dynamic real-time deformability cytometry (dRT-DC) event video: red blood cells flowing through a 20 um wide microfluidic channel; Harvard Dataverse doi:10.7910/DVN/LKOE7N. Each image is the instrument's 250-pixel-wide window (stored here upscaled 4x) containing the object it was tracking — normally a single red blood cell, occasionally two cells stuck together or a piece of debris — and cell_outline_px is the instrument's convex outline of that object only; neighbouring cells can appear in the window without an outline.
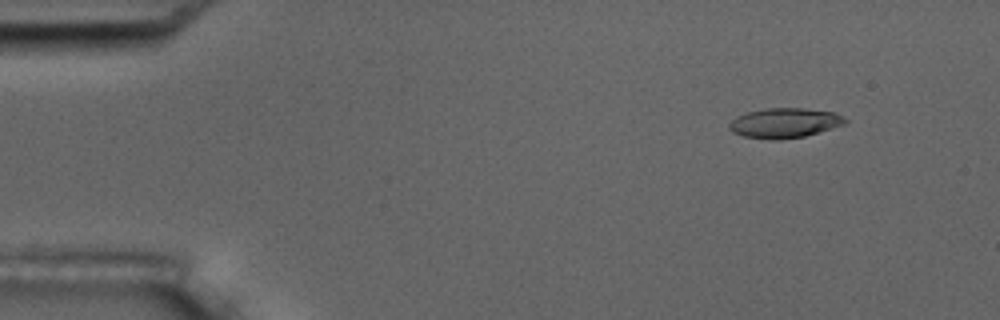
{"species": "common noctule bat (a hibernating species)", "species_latin": "Nyctalus noctula", "temperature_condition": "room temperature", "stored_images_in_passage": 6, "camera_frame_rate_fps": 3000, "um_per_image_px": 0.085, "animal": {"sex": "male", "body_mass_g": 17.5, "forearm_length_mm": 52.3}, "frame": {"image": 1, "passage_image": 2, "time_ms": 1.0, "image_size_px": [1000, 320], "cell_outline_px": [[848, 120], [844, 124], [804, 136], [780, 140], [772, 140], [744, 136], [732, 132], [728, 128], [728, 124], [736, 116], [748, 112], [764, 108], [804, 108], [832, 112], [844, 116]], "centroid_in_image_um": [66.65, 10.45], "position_along_channel_um": 18.3, "area_um2": 20.11}}